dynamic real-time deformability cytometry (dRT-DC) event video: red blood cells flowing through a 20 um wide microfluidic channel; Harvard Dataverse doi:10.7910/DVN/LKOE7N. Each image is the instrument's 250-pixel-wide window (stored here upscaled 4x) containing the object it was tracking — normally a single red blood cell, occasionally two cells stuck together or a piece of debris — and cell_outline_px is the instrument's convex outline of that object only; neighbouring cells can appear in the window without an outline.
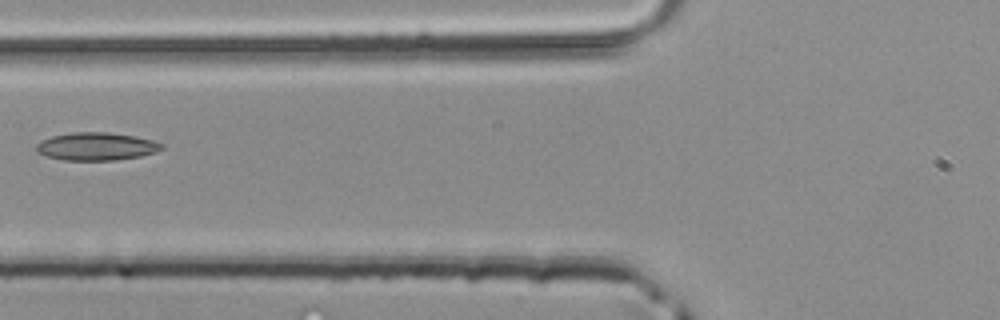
{"species": "common noctule bat (a hibernating species)", "species_latin": "Nyctalus noctula", "temperature_condition": "room temperature", "stored_images_in_passage": 2, "camera_frame_rate_fps": 3000, "um_per_image_px": 0.085, "animal": {"sex": "male", "body_mass_g": 20.4}, "frame": {"image": 1, "passage_image": 2, "time_ms": 0.333, "image_size_px": [1000, 320], "cell_outline_px": [[164, 148], [156, 152], [140, 156], [116, 160], [64, 160], [48, 156], [36, 152], [36, 144], [52, 136], [72, 132], [108, 132], [132, 136], [152, 140], [164, 144]], "centroid_in_image_um": [8.21, 12.45], "position_along_channel_um": 117.6, "area_um2": 20.23}}